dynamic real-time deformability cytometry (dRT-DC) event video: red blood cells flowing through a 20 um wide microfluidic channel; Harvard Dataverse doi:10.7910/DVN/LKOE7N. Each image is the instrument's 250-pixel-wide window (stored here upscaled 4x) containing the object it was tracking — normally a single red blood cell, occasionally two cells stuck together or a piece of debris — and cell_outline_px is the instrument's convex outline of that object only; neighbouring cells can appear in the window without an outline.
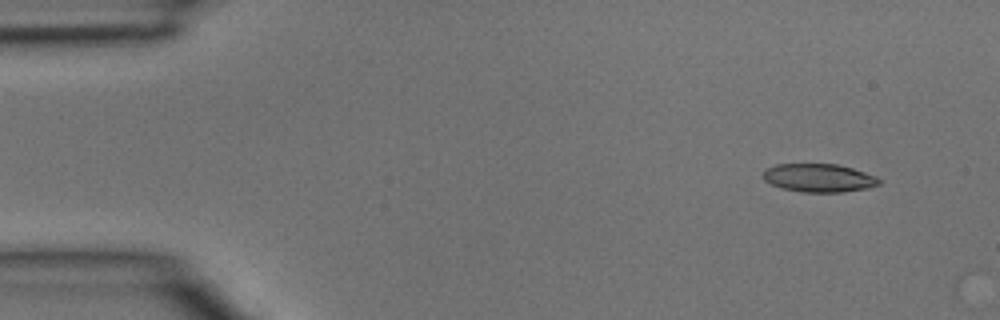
{"species": "common noctule bat (a hibernating species)", "species_latin": "Nyctalus noctula", "temperature_condition": "room temperature", "stored_images_in_passage": 4, "camera_frame_rate_fps": 3000, "um_per_image_px": 0.085, "animal": {"sex": "male", "body_mass_g": 15.6}, "frame": {"image": 1, "passage_image": 2, "time_ms": 0.333, "image_size_px": [1000, 320], "cell_outline_px": [[880, 184], [868, 188], [844, 192], [800, 192], [784, 188], [772, 184], [764, 180], [764, 168], [776, 164], [836, 164], [852, 168], [876, 176], [880, 180]], "centroid_in_image_um": [69.61, 15.12], "position_along_channel_um": 15.4, "area_um2": 19.07}}